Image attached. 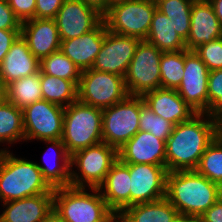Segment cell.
Segmentation results:
<instances>
[{
  "label": "cell",
  "mask_w": 222,
  "mask_h": 222,
  "mask_svg": "<svg viewBox=\"0 0 222 222\" xmlns=\"http://www.w3.org/2000/svg\"><path fill=\"white\" fill-rule=\"evenodd\" d=\"M53 208L66 222H110L114 213L98 188H56Z\"/></svg>",
  "instance_id": "4"
},
{
  "label": "cell",
  "mask_w": 222,
  "mask_h": 222,
  "mask_svg": "<svg viewBox=\"0 0 222 222\" xmlns=\"http://www.w3.org/2000/svg\"><path fill=\"white\" fill-rule=\"evenodd\" d=\"M117 160L118 150L105 142L73 153L70 159V186L98 188Z\"/></svg>",
  "instance_id": "6"
},
{
  "label": "cell",
  "mask_w": 222,
  "mask_h": 222,
  "mask_svg": "<svg viewBox=\"0 0 222 222\" xmlns=\"http://www.w3.org/2000/svg\"><path fill=\"white\" fill-rule=\"evenodd\" d=\"M40 71V61L32 54L26 41L20 35L0 64V78L6 87L14 80Z\"/></svg>",
  "instance_id": "22"
},
{
  "label": "cell",
  "mask_w": 222,
  "mask_h": 222,
  "mask_svg": "<svg viewBox=\"0 0 222 222\" xmlns=\"http://www.w3.org/2000/svg\"><path fill=\"white\" fill-rule=\"evenodd\" d=\"M54 193H44L3 202L0 222H42L53 209Z\"/></svg>",
  "instance_id": "21"
},
{
  "label": "cell",
  "mask_w": 222,
  "mask_h": 222,
  "mask_svg": "<svg viewBox=\"0 0 222 222\" xmlns=\"http://www.w3.org/2000/svg\"><path fill=\"white\" fill-rule=\"evenodd\" d=\"M173 222H201L199 217L178 215Z\"/></svg>",
  "instance_id": "46"
},
{
  "label": "cell",
  "mask_w": 222,
  "mask_h": 222,
  "mask_svg": "<svg viewBox=\"0 0 222 222\" xmlns=\"http://www.w3.org/2000/svg\"><path fill=\"white\" fill-rule=\"evenodd\" d=\"M121 214L129 222H173L179 215L166 198L131 205L125 208Z\"/></svg>",
  "instance_id": "26"
},
{
  "label": "cell",
  "mask_w": 222,
  "mask_h": 222,
  "mask_svg": "<svg viewBox=\"0 0 222 222\" xmlns=\"http://www.w3.org/2000/svg\"><path fill=\"white\" fill-rule=\"evenodd\" d=\"M195 171L222 186V131L208 145Z\"/></svg>",
  "instance_id": "30"
},
{
  "label": "cell",
  "mask_w": 222,
  "mask_h": 222,
  "mask_svg": "<svg viewBox=\"0 0 222 222\" xmlns=\"http://www.w3.org/2000/svg\"><path fill=\"white\" fill-rule=\"evenodd\" d=\"M64 109L46 100L34 102L22 109L25 142L61 139Z\"/></svg>",
  "instance_id": "11"
},
{
  "label": "cell",
  "mask_w": 222,
  "mask_h": 222,
  "mask_svg": "<svg viewBox=\"0 0 222 222\" xmlns=\"http://www.w3.org/2000/svg\"><path fill=\"white\" fill-rule=\"evenodd\" d=\"M129 168L130 206L147 203L165 198L166 195V166L152 164L124 163Z\"/></svg>",
  "instance_id": "14"
},
{
  "label": "cell",
  "mask_w": 222,
  "mask_h": 222,
  "mask_svg": "<svg viewBox=\"0 0 222 222\" xmlns=\"http://www.w3.org/2000/svg\"><path fill=\"white\" fill-rule=\"evenodd\" d=\"M118 159L122 163L166 166V141L139 130L118 149Z\"/></svg>",
  "instance_id": "16"
},
{
  "label": "cell",
  "mask_w": 222,
  "mask_h": 222,
  "mask_svg": "<svg viewBox=\"0 0 222 222\" xmlns=\"http://www.w3.org/2000/svg\"><path fill=\"white\" fill-rule=\"evenodd\" d=\"M42 222H66L54 208L46 215Z\"/></svg>",
  "instance_id": "44"
},
{
  "label": "cell",
  "mask_w": 222,
  "mask_h": 222,
  "mask_svg": "<svg viewBox=\"0 0 222 222\" xmlns=\"http://www.w3.org/2000/svg\"><path fill=\"white\" fill-rule=\"evenodd\" d=\"M21 36L39 61L60 49L61 39L55 19L27 20L21 23Z\"/></svg>",
  "instance_id": "18"
},
{
  "label": "cell",
  "mask_w": 222,
  "mask_h": 222,
  "mask_svg": "<svg viewBox=\"0 0 222 222\" xmlns=\"http://www.w3.org/2000/svg\"><path fill=\"white\" fill-rule=\"evenodd\" d=\"M122 76L92 68L83 70L77 87V100L99 109H105L128 96Z\"/></svg>",
  "instance_id": "9"
},
{
  "label": "cell",
  "mask_w": 222,
  "mask_h": 222,
  "mask_svg": "<svg viewBox=\"0 0 222 222\" xmlns=\"http://www.w3.org/2000/svg\"><path fill=\"white\" fill-rule=\"evenodd\" d=\"M87 5L98 10L102 15L107 12V0H82Z\"/></svg>",
  "instance_id": "43"
},
{
  "label": "cell",
  "mask_w": 222,
  "mask_h": 222,
  "mask_svg": "<svg viewBox=\"0 0 222 222\" xmlns=\"http://www.w3.org/2000/svg\"><path fill=\"white\" fill-rule=\"evenodd\" d=\"M21 35V30L0 29V64L10 50L12 44Z\"/></svg>",
  "instance_id": "40"
},
{
  "label": "cell",
  "mask_w": 222,
  "mask_h": 222,
  "mask_svg": "<svg viewBox=\"0 0 222 222\" xmlns=\"http://www.w3.org/2000/svg\"><path fill=\"white\" fill-rule=\"evenodd\" d=\"M220 199L222 200V186H220Z\"/></svg>",
  "instance_id": "50"
},
{
  "label": "cell",
  "mask_w": 222,
  "mask_h": 222,
  "mask_svg": "<svg viewBox=\"0 0 222 222\" xmlns=\"http://www.w3.org/2000/svg\"><path fill=\"white\" fill-rule=\"evenodd\" d=\"M40 71L70 81H79L82 72L60 49L40 61Z\"/></svg>",
  "instance_id": "32"
},
{
  "label": "cell",
  "mask_w": 222,
  "mask_h": 222,
  "mask_svg": "<svg viewBox=\"0 0 222 222\" xmlns=\"http://www.w3.org/2000/svg\"><path fill=\"white\" fill-rule=\"evenodd\" d=\"M208 114L222 122V69L209 71Z\"/></svg>",
  "instance_id": "34"
},
{
  "label": "cell",
  "mask_w": 222,
  "mask_h": 222,
  "mask_svg": "<svg viewBox=\"0 0 222 222\" xmlns=\"http://www.w3.org/2000/svg\"><path fill=\"white\" fill-rule=\"evenodd\" d=\"M41 71L30 76L14 80L5 87V98L20 109L43 100Z\"/></svg>",
  "instance_id": "28"
},
{
  "label": "cell",
  "mask_w": 222,
  "mask_h": 222,
  "mask_svg": "<svg viewBox=\"0 0 222 222\" xmlns=\"http://www.w3.org/2000/svg\"><path fill=\"white\" fill-rule=\"evenodd\" d=\"M167 17L171 20L176 32L181 36L184 41H186L190 32L191 14Z\"/></svg>",
  "instance_id": "41"
},
{
  "label": "cell",
  "mask_w": 222,
  "mask_h": 222,
  "mask_svg": "<svg viewBox=\"0 0 222 222\" xmlns=\"http://www.w3.org/2000/svg\"><path fill=\"white\" fill-rule=\"evenodd\" d=\"M165 198L179 215L200 218L220 199V186L195 170L168 172Z\"/></svg>",
  "instance_id": "2"
},
{
  "label": "cell",
  "mask_w": 222,
  "mask_h": 222,
  "mask_svg": "<svg viewBox=\"0 0 222 222\" xmlns=\"http://www.w3.org/2000/svg\"><path fill=\"white\" fill-rule=\"evenodd\" d=\"M0 29L21 30V22L14 15L7 0H0Z\"/></svg>",
  "instance_id": "39"
},
{
  "label": "cell",
  "mask_w": 222,
  "mask_h": 222,
  "mask_svg": "<svg viewBox=\"0 0 222 222\" xmlns=\"http://www.w3.org/2000/svg\"><path fill=\"white\" fill-rule=\"evenodd\" d=\"M222 131V122L208 113H196L174 125L166 140L168 172L195 170L208 145Z\"/></svg>",
  "instance_id": "1"
},
{
  "label": "cell",
  "mask_w": 222,
  "mask_h": 222,
  "mask_svg": "<svg viewBox=\"0 0 222 222\" xmlns=\"http://www.w3.org/2000/svg\"><path fill=\"white\" fill-rule=\"evenodd\" d=\"M5 99V86L2 83V79L0 78V101Z\"/></svg>",
  "instance_id": "49"
},
{
  "label": "cell",
  "mask_w": 222,
  "mask_h": 222,
  "mask_svg": "<svg viewBox=\"0 0 222 222\" xmlns=\"http://www.w3.org/2000/svg\"><path fill=\"white\" fill-rule=\"evenodd\" d=\"M201 222H222V200L219 199L200 217Z\"/></svg>",
  "instance_id": "42"
},
{
  "label": "cell",
  "mask_w": 222,
  "mask_h": 222,
  "mask_svg": "<svg viewBox=\"0 0 222 222\" xmlns=\"http://www.w3.org/2000/svg\"><path fill=\"white\" fill-rule=\"evenodd\" d=\"M54 19L62 41L93 30L103 21V15L82 0H64Z\"/></svg>",
  "instance_id": "15"
},
{
  "label": "cell",
  "mask_w": 222,
  "mask_h": 222,
  "mask_svg": "<svg viewBox=\"0 0 222 222\" xmlns=\"http://www.w3.org/2000/svg\"><path fill=\"white\" fill-rule=\"evenodd\" d=\"M208 79L205 63L194 51L185 49L183 78L176 91L197 113H208Z\"/></svg>",
  "instance_id": "13"
},
{
  "label": "cell",
  "mask_w": 222,
  "mask_h": 222,
  "mask_svg": "<svg viewBox=\"0 0 222 222\" xmlns=\"http://www.w3.org/2000/svg\"><path fill=\"white\" fill-rule=\"evenodd\" d=\"M222 37V24L208 0H194L191 8L190 32L186 49L193 51L200 45Z\"/></svg>",
  "instance_id": "17"
},
{
  "label": "cell",
  "mask_w": 222,
  "mask_h": 222,
  "mask_svg": "<svg viewBox=\"0 0 222 222\" xmlns=\"http://www.w3.org/2000/svg\"><path fill=\"white\" fill-rule=\"evenodd\" d=\"M142 96L128 95L125 99L102 110L103 142L117 150L139 131Z\"/></svg>",
  "instance_id": "7"
},
{
  "label": "cell",
  "mask_w": 222,
  "mask_h": 222,
  "mask_svg": "<svg viewBox=\"0 0 222 222\" xmlns=\"http://www.w3.org/2000/svg\"><path fill=\"white\" fill-rule=\"evenodd\" d=\"M54 193L35 161L19 158L10 150L0 151V202Z\"/></svg>",
  "instance_id": "3"
},
{
  "label": "cell",
  "mask_w": 222,
  "mask_h": 222,
  "mask_svg": "<svg viewBox=\"0 0 222 222\" xmlns=\"http://www.w3.org/2000/svg\"><path fill=\"white\" fill-rule=\"evenodd\" d=\"M61 140L70 155L103 142L102 109L78 100L65 107Z\"/></svg>",
  "instance_id": "5"
},
{
  "label": "cell",
  "mask_w": 222,
  "mask_h": 222,
  "mask_svg": "<svg viewBox=\"0 0 222 222\" xmlns=\"http://www.w3.org/2000/svg\"><path fill=\"white\" fill-rule=\"evenodd\" d=\"M110 222H129L121 213H113Z\"/></svg>",
  "instance_id": "47"
},
{
  "label": "cell",
  "mask_w": 222,
  "mask_h": 222,
  "mask_svg": "<svg viewBox=\"0 0 222 222\" xmlns=\"http://www.w3.org/2000/svg\"><path fill=\"white\" fill-rule=\"evenodd\" d=\"M209 71L222 69V37L193 50Z\"/></svg>",
  "instance_id": "35"
},
{
  "label": "cell",
  "mask_w": 222,
  "mask_h": 222,
  "mask_svg": "<svg viewBox=\"0 0 222 222\" xmlns=\"http://www.w3.org/2000/svg\"><path fill=\"white\" fill-rule=\"evenodd\" d=\"M107 26L103 20L93 30L69 40H62L60 50L82 71L92 68L104 41Z\"/></svg>",
  "instance_id": "19"
},
{
  "label": "cell",
  "mask_w": 222,
  "mask_h": 222,
  "mask_svg": "<svg viewBox=\"0 0 222 222\" xmlns=\"http://www.w3.org/2000/svg\"><path fill=\"white\" fill-rule=\"evenodd\" d=\"M145 41L153 44L162 52L186 49V42L176 32L171 20L157 9L153 14L151 27Z\"/></svg>",
  "instance_id": "25"
},
{
  "label": "cell",
  "mask_w": 222,
  "mask_h": 222,
  "mask_svg": "<svg viewBox=\"0 0 222 222\" xmlns=\"http://www.w3.org/2000/svg\"><path fill=\"white\" fill-rule=\"evenodd\" d=\"M130 181L129 168L118 159L98 187L103 199L114 213H121L130 206Z\"/></svg>",
  "instance_id": "23"
},
{
  "label": "cell",
  "mask_w": 222,
  "mask_h": 222,
  "mask_svg": "<svg viewBox=\"0 0 222 222\" xmlns=\"http://www.w3.org/2000/svg\"><path fill=\"white\" fill-rule=\"evenodd\" d=\"M162 54L163 52L153 44L145 40L140 41L124 77L129 95L142 96L148 91L161 88Z\"/></svg>",
  "instance_id": "10"
},
{
  "label": "cell",
  "mask_w": 222,
  "mask_h": 222,
  "mask_svg": "<svg viewBox=\"0 0 222 222\" xmlns=\"http://www.w3.org/2000/svg\"><path fill=\"white\" fill-rule=\"evenodd\" d=\"M174 124L156 115L146 104L140 108L139 130L150 132L166 141L172 134Z\"/></svg>",
  "instance_id": "33"
},
{
  "label": "cell",
  "mask_w": 222,
  "mask_h": 222,
  "mask_svg": "<svg viewBox=\"0 0 222 222\" xmlns=\"http://www.w3.org/2000/svg\"><path fill=\"white\" fill-rule=\"evenodd\" d=\"M126 1H129V0H107V11L110 7L116 5V4H120V3H123V2H126Z\"/></svg>",
  "instance_id": "48"
},
{
  "label": "cell",
  "mask_w": 222,
  "mask_h": 222,
  "mask_svg": "<svg viewBox=\"0 0 222 222\" xmlns=\"http://www.w3.org/2000/svg\"><path fill=\"white\" fill-rule=\"evenodd\" d=\"M22 141L25 142L23 110L5 98L0 101V146H4L0 151H9V145Z\"/></svg>",
  "instance_id": "27"
},
{
  "label": "cell",
  "mask_w": 222,
  "mask_h": 222,
  "mask_svg": "<svg viewBox=\"0 0 222 222\" xmlns=\"http://www.w3.org/2000/svg\"><path fill=\"white\" fill-rule=\"evenodd\" d=\"M194 0H155L157 10L166 16L191 14Z\"/></svg>",
  "instance_id": "36"
},
{
  "label": "cell",
  "mask_w": 222,
  "mask_h": 222,
  "mask_svg": "<svg viewBox=\"0 0 222 222\" xmlns=\"http://www.w3.org/2000/svg\"><path fill=\"white\" fill-rule=\"evenodd\" d=\"M214 9L215 15L222 24V0H208Z\"/></svg>",
  "instance_id": "45"
},
{
  "label": "cell",
  "mask_w": 222,
  "mask_h": 222,
  "mask_svg": "<svg viewBox=\"0 0 222 222\" xmlns=\"http://www.w3.org/2000/svg\"><path fill=\"white\" fill-rule=\"evenodd\" d=\"M64 0H36L35 18L54 19Z\"/></svg>",
  "instance_id": "38"
},
{
  "label": "cell",
  "mask_w": 222,
  "mask_h": 222,
  "mask_svg": "<svg viewBox=\"0 0 222 222\" xmlns=\"http://www.w3.org/2000/svg\"><path fill=\"white\" fill-rule=\"evenodd\" d=\"M79 81H70L41 72L42 98L62 107H67L77 101Z\"/></svg>",
  "instance_id": "29"
},
{
  "label": "cell",
  "mask_w": 222,
  "mask_h": 222,
  "mask_svg": "<svg viewBox=\"0 0 222 222\" xmlns=\"http://www.w3.org/2000/svg\"><path fill=\"white\" fill-rule=\"evenodd\" d=\"M140 39L107 30L92 69L125 77Z\"/></svg>",
  "instance_id": "12"
},
{
  "label": "cell",
  "mask_w": 222,
  "mask_h": 222,
  "mask_svg": "<svg viewBox=\"0 0 222 222\" xmlns=\"http://www.w3.org/2000/svg\"><path fill=\"white\" fill-rule=\"evenodd\" d=\"M185 65V49L163 52L160 61L161 88L177 89L181 84Z\"/></svg>",
  "instance_id": "31"
},
{
  "label": "cell",
  "mask_w": 222,
  "mask_h": 222,
  "mask_svg": "<svg viewBox=\"0 0 222 222\" xmlns=\"http://www.w3.org/2000/svg\"><path fill=\"white\" fill-rule=\"evenodd\" d=\"M142 98L156 115L174 125L189 120L197 113L180 97L176 89L158 88L144 93Z\"/></svg>",
  "instance_id": "20"
},
{
  "label": "cell",
  "mask_w": 222,
  "mask_h": 222,
  "mask_svg": "<svg viewBox=\"0 0 222 222\" xmlns=\"http://www.w3.org/2000/svg\"><path fill=\"white\" fill-rule=\"evenodd\" d=\"M40 142H44V144H46L48 147L46 152H44V155L47 156V158L50 157L49 154L51 155V159H47L45 156L43 157V160L46 163L45 165H41V163L39 164L36 161V164L41 171L43 179L52 189L70 186L71 155L68 153L62 140H41ZM50 151L52 152V154ZM52 158H55L57 160L56 163L54 162L55 159L52 162Z\"/></svg>",
  "instance_id": "24"
},
{
  "label": "cell",
  "mask_w": 222,
  "mask_h": 222,
  "mask_svg": "<svg viewBox=\"0 0 222 222\" xmlns=\"http://www.w3.org/2000/svg\"><path fill=\"white\" fill-rule=\"evenodd\" d=\"M7 3L21 23L35 18L36 0H7Z\"/></svg>",
  "instance_id": "37"
},
{
  "label": "cell",
  "mask_w": 222,
  "mask_h": 222,
  "mask_svg": "<svg viewBox=\"0 0 222 222\" xmlns=\"http://www.w3.org/2000/svg\"><path fill=\"white\" fill-rule=\"evenodd\" d=\"M157 9L155 0H129L116 4L103 15L107 30L146 40Z\"/></svg>",
  "instance_id": "8"
}]
</instances>
